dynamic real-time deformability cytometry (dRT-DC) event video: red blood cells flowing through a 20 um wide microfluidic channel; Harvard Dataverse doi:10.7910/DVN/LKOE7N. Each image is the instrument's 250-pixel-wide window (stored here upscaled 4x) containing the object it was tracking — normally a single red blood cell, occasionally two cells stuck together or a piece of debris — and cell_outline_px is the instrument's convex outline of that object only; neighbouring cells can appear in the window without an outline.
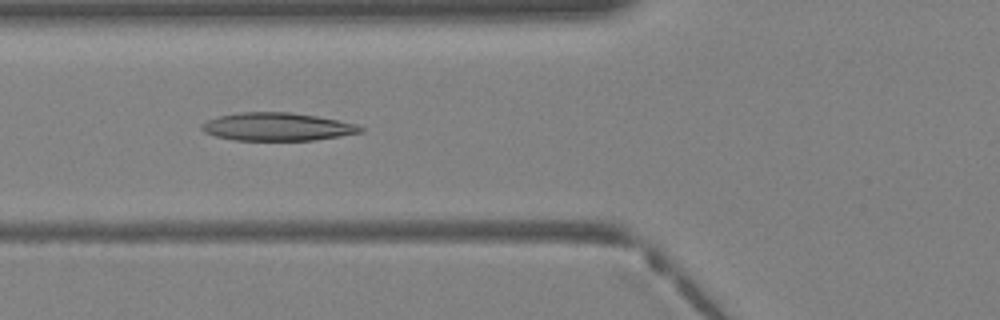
{"species": "Egyptian fruit bat (a non-hibernating species)", "species_latin": "Rousettus aegyptiacus", "temperature_condition": "warm", "stored_images_in_passage": 40, "camera_frame_rate_fps": 3000, "um_per_image_px": 0.085, "animal": {"sex": "female"}, "frame": {"image": 1, "passage_image": 16, "time_ms": 5.0, "image_size_px": [1000, 320], "cell_outline_px": [[364, 132], [340, 136], [312, 140], [232, 140], [216, 136], [204, 132], [200, 128], [208, 120], [220, 116], [236, 112], [288, 112], [316, 116], [356, 124], [364, 128]], "centroid_in_image_um": [23.57, 10.77], "position_along_channel_um": 102.2, "area_um2": 25.72}}
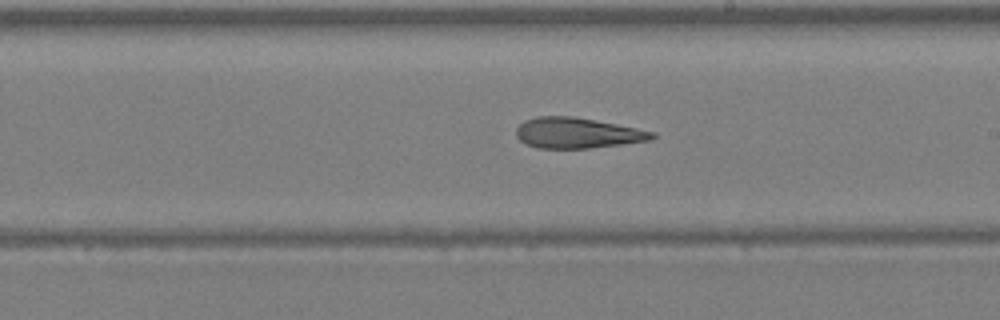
{"frame": {"image": 2, "passage_image": 24, "time_ms": 7.667, "image_size_px": [1000, 320], "cell_outline_px": [[656, 136], [652, 140], [588, 148], [536, 148], [520, 140], [516, 136], [516, 128], [524, 120], [540, 116], [572, 116], [616, 124], [656, 132]], "centroid_in_image_um": [49.06, 11.3], "position_along_channel_um": 239.9, "area_um2": 24.04}}
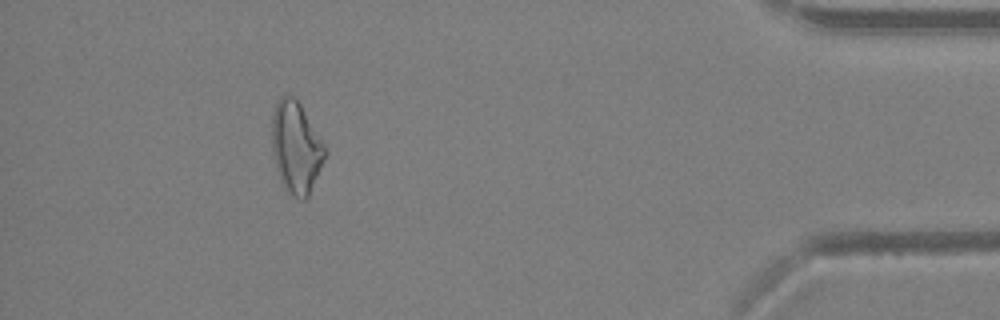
{"frame": {"image": 3, "passage_image": 37, "time_ms": 12.0, "image_size_px": [1000, 320], "cell_outline_px": [[328, 152], [308, 196], [304, 200], [300, 200], [292, 196], [288, 192], [280, 180], [276, 168], [272, 152], [272, 112], [280, 96], [284, 92], [292, 96], [300, 104], [324, 144]], "centroid_in_image_um": [25.15, 12.53], "position_along_channel_um": 410.1, "area_um2": 28.38}}